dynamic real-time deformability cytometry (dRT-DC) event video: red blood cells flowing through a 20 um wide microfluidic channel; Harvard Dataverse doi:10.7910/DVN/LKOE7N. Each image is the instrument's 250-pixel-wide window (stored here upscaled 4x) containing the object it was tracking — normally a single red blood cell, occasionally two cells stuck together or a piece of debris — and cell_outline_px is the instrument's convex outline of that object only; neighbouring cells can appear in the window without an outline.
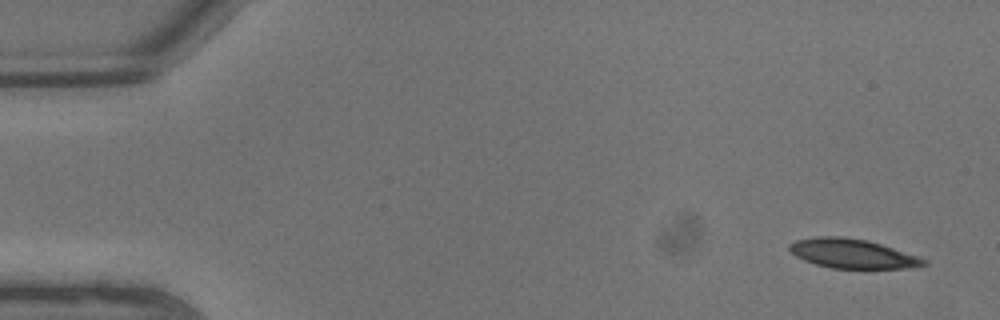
{"species": "common noctule bat (a hibernating species)", "species_latin": "Nyctalus noctula", "temperature_condition": "warm", "stored_images_in_passage": 6, "camera_frame_rate_fps": 3000, "um_per_image_px": 0.085, "animal": {"sex": "male", "body_mass_g": 13.3}, "frame": {"image": 1, "passage_image": 1, "time_ms": 0.0, "image_size_px": [1000, 320], "cell_outline_px": [[928, 264], [904, 268], [832, 268], [816, 264], [804, 260], [796, 256], [788, 248], [788, 244], [796, 240], [816, 236], [840, 236], [868, 240], [916, 256], [924, 260]], "centroid_in_image_um": [72.37, 21.54], "position_along_channel_um": 12.6, "area_um2": 22.54}}
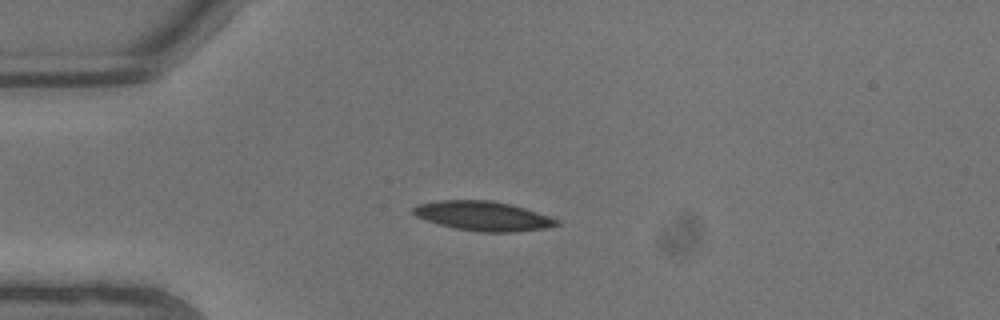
{"frame": {"image": 2, "passage_image": 5, "time_ms": 1.333, "image_size_px": [1000, 320], "cell_outline_px": [[560, 224], [544, 228], [516, 232], [480, 232], [456, 228], [440, 224], [416, 216], [412, 212], [412, 208], [416, 204], [436, 200], [492, 200], [512, 204], [560, 220]], "centroid_in_image_um": [41.05, 18.35], "position_along_channel_um": 44.0, "area_um2": 24.57}}